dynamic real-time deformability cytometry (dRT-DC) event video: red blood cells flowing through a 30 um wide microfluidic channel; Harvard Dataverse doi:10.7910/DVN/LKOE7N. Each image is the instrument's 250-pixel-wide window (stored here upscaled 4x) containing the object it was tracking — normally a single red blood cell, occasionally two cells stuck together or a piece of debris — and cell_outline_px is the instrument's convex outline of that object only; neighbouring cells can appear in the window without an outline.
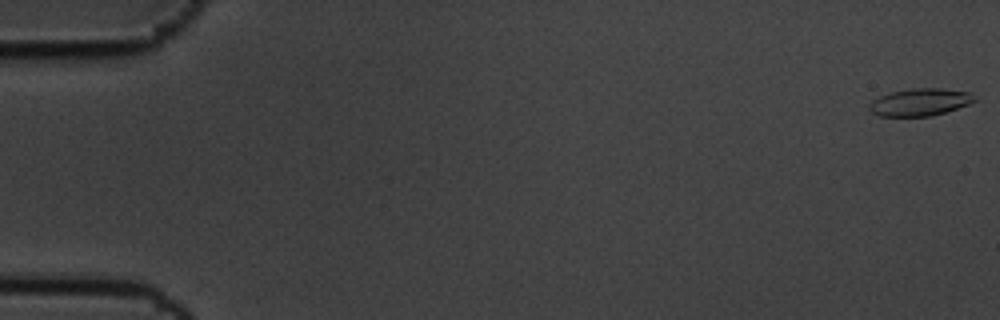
{"species": "common noctule bat (a hibernating species)", "species_latin": "Nyctalus noctula", "temperature_condition": "cold", "stored_images_in_passage": 59, "camera_frame_rate_fps": 3000, "um_per_image_px": 0.085, "animal": {"sex": "male", "body_mass_g": 19.5, "forearm_length_mm": 54.6}, "frame": {"image": 1, "passage_image": 1, "time_ms": 0.0, "image_size_px": [1000, 320], "cell_outline_px": [[976, 100], [968, 104], [932, 116], [880, 116], [872, 112], [868, 108], [868, 104], [872, 100], [880, 96], [892, 92], [912, 88], [940, 88], [972, 92]], "centroid_in_image_um": [78.19, 8.67], "position_along_channel_um": 6.8, "area_um2": 16.7}}
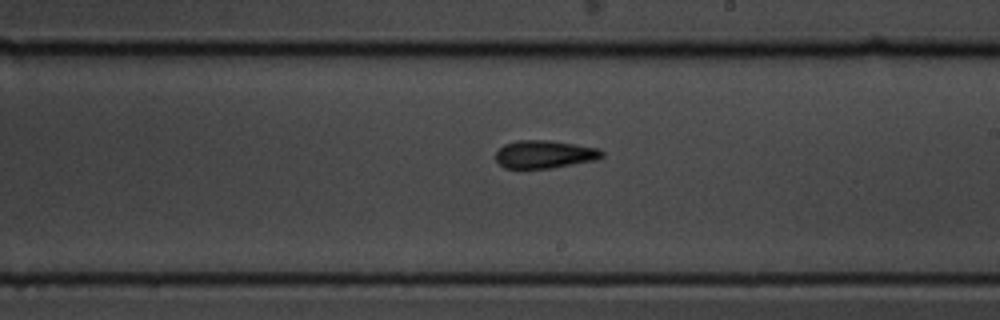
{"frame": {"image": 2, "passage_image": 35, "time_ms": 11.333, "image_size_px": [1000, 320], "cell_outline_px": [[604, 156], [596, 160], [552, 168], [504, 168], [496, 160], [496, 152], [504, 144], [516, 140], [552, 140], [600, 148], [604, 152]], "centroid_in_image_um": [46.32, 13.1], "position_along_channel_um": 242.7, "area_um2": 17.46}}
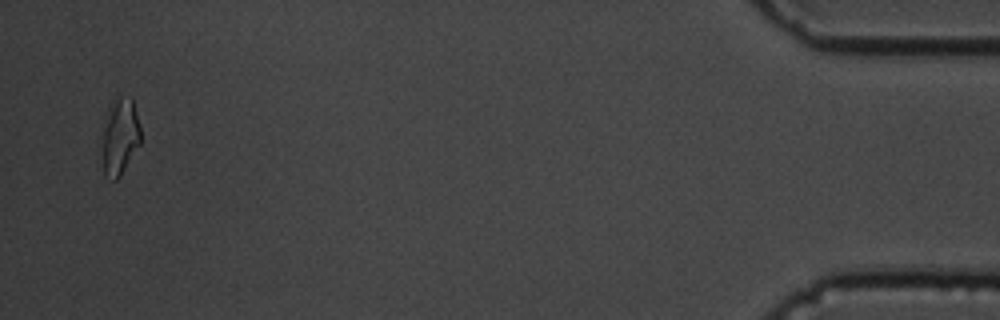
{"frame": {"image": 3, "passage_image": 58, "time_ms": 19.0, "image_size_px": [1000, 320], "cell_outline_px": [[140, 144], [120, 176], [116, 180], [112, 180], [104, 176], [104, 116], [112, 100], [120, 96], [132, 96], [140, 128]], "centroid_in_image_um": [10.21, 11.55], "position_along_channel_um": 425.0, "area_um2": 17.05}, "authors_computed_cell_mechanics": {"area_um2": 16.9354, "velocity_mm_per_s": 3.4345, "shape_relaxation_time_tau1_ms": 6.2711, "shape_relaxation_time_tau2_ms": 6.1533, "deformation_change_tau1": 0.1363, "deformation_change_tau2": 0.1464}}